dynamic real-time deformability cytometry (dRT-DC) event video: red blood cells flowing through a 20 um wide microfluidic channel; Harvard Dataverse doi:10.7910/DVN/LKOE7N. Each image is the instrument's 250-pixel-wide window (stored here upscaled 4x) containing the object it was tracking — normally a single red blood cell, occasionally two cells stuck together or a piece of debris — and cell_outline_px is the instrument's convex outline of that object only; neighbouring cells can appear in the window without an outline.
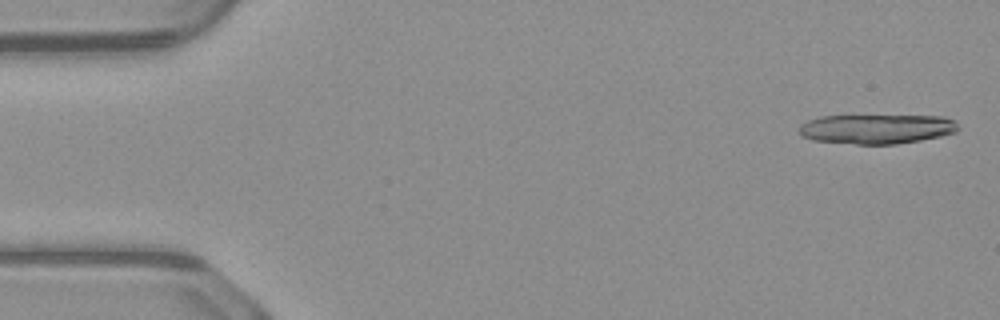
{"species": "common noctule bat (a hibernating species)", "species_latin": "Nyctalus noctula", "temperature_condition": "warm", "stored_images_in_passage": 17, "camera_frame_rate_fps": 3000, "um_per_image_px": 0.085, "animal": {"sex": "male", "body_mass_g": 23.1, "forearm_length_mm": 52.7}, "frame": {"image": 1, "passage_image": 2, "time_ms": 0.333, "image_size_px": [1000, 320], "cell_outline_px": [[960, 128], [956, 132], [940, 136], [920, 140], [896, 144], [856, 144], [812, 140], [800, 136], [800, 124], [808, 120], [820, 116], [944, 116], [956, 120]], "centroid_in_image_um": [74.54, 10.96], "position_along_channel_um": 10.5, "area_um2": 27.51}}